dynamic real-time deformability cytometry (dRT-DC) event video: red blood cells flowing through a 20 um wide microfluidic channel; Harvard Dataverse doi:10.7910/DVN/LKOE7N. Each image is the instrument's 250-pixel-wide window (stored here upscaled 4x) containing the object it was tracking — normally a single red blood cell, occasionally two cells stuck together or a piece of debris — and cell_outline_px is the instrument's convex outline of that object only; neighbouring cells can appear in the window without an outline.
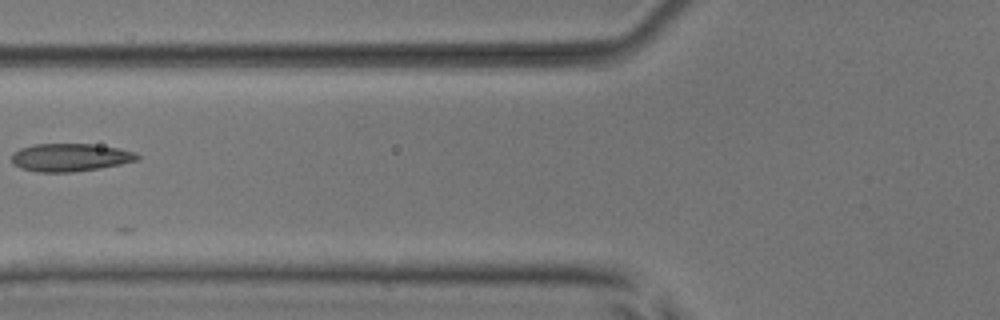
{"species": "common noctule bat (a hibernating species)", "species_latin": "Nyctalus noctula", "temperature_condition": "room temperature", "stored_images_in_passage": 8, "camera_frame_rate_fps": 3000, "um_per_image_px": 0.085, "animal": {"sex": "male", "body_mass_g": 17.9, "forearm_length_mm": 54.2}, "frame": {"image": 1, "passage_image": 7, "time_ms": 7.0, "image_size_px": [1000, 320], "cell_outline_px": [[140, 160], [100, 168], [72, 172], [36, 172], [20, 168], [12, 164], [12, 152], [20, 148], [32, 144], [92, 144], [120, 148], [136, 152], [140, 156]], "centroid_in_image_um": [5.96, 13.38], "position_along_channel_um": 119.8, "area_um2": 20.69}}
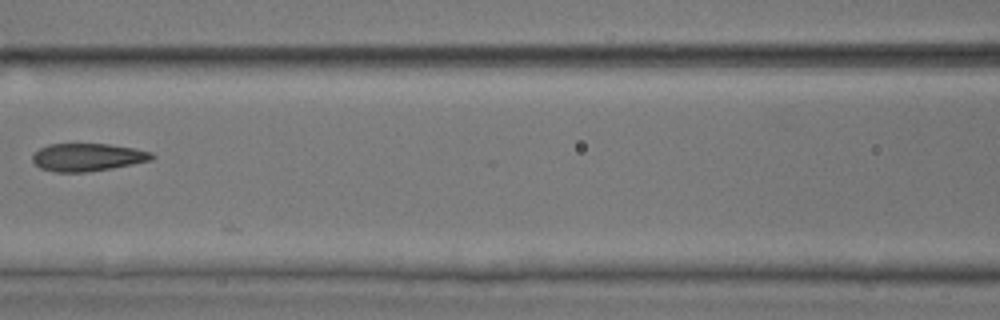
{"frame": {"image": 2, "passage_image": 8, "time_ms": 8.0, "image_size_px": [1000, 320], "cell_outline_px": [[156, 156], [152, 160], [112, 168], [88, 172], [56, 172], [40, 168], [32, 160], [32, 156], [40, 148], [48, 144], [108, 144], [132, 148], [152, 152]], "centroid_in_image_um": [7.45, 13.37], "position_along_channel_um": 159.1, "area_um2": 19.25}}